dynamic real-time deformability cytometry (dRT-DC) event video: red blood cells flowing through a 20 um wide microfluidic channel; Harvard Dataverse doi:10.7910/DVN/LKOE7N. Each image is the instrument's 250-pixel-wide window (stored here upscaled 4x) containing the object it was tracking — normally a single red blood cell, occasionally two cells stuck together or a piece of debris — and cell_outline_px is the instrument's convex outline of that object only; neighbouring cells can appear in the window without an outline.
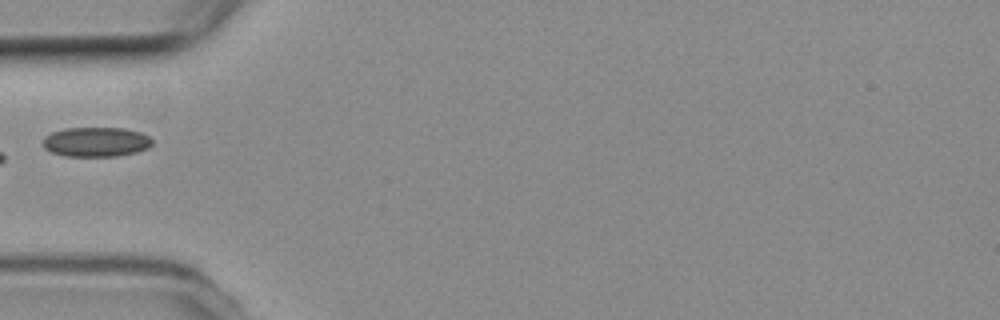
{"species": "common noctule bat (a hibernating species)", "species_latin": "Nyctalus noctula", "temperature_condition": "room temperature", "stored_images_in_passage": 36, "camera_frame_rate_fps": 3000, "um_per_image_px": 0.085, "animal": {"sex": "female", "body_mass_g": 19.3, "forearm_length_mm": 54.1}, "frame": {"image": 1, "passage_image": 1, "time_ms": 0.0, "image_size_px": [1000, 320], "cell_outline_px": [[152, 144], [148, 148], [136, 152], [116, 156], [64, 156], [52, 152], [44, 148], [44, 136], [52, 132], [64, 128], [124, 128], [140, 132], [148, 136], [152, 140]], "centroid_in_image_um": [8.16, 12.06], "position_along_channel_um": 76.8, "area_um2": 18.84}}